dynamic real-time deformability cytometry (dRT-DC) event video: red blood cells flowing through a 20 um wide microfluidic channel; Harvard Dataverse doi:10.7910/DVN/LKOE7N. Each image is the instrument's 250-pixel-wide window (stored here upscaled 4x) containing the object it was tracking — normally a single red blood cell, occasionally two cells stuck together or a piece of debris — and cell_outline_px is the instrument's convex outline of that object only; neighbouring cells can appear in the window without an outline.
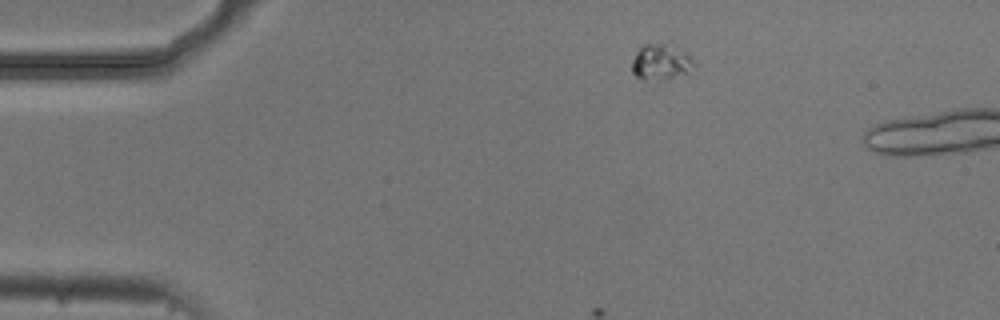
{"species": "common noctule bat (a hibernating species)", "species_latin": "Nyctalus noctula", "temperature_condition": "cold", "stored_images_in_passage": 5, "camera_frame_rate_fps": 3000, "um_per_image_px": 0.085, "animal": {"sex": "male", "body_mass_g": 20.5, "forearm_length_mm": 52.5}, "frame": {"image": 1, "passage_image": 1, "time_ms": 0.0, "image_size_px": [1000, 320], "cell_outline_px": [[692, 64], [688, 72], [660, 80], [644, 80], [636, 76], [632, 72], [632, 60], [636, 52], [644, 44], [668, 40], [676, 44], [688, 52], [692, 56]], "centroid_in_image_um": [56.17, 5.19], "position_along_channel_um": 28.8, "area_um2": 13.41}}
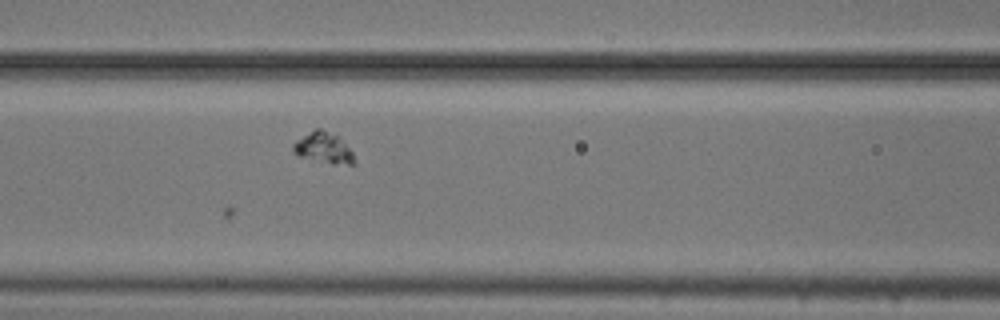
{"frame": {"image": 2, "passage_image": 5, "time_ms": 1.333, "image_size_px": [1000, 320], "cell_outline_px": [[356, 164], [332, 164], [300, 156], [292, 152], [292, 144], [296, 140], [316, 128], [320, 128], [336, 136], [352, 152], [356, 160]], "centroid_in_image_um": [27.48, 12.59], "position_along_channel_um": 139.1, "area_um2": 10.75}}